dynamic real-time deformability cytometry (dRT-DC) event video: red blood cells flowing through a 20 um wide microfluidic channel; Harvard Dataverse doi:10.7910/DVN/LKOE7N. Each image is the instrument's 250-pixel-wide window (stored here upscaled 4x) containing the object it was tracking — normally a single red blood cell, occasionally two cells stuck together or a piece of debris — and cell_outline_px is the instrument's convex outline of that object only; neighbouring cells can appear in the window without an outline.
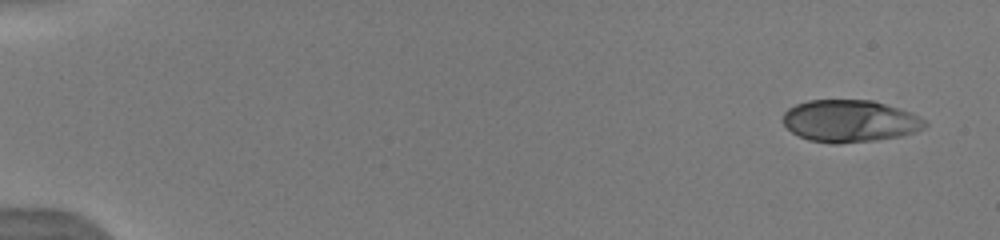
{"species": "human", "species_latin": "Homo sapiens", "temperature_condition": "warm", "stored_images_in_passage": 7, "camera_frame_rate_fps": 3000, "um_per_image_px": 0.085, "donor": {"sex": "male"}, "frame": {"image": 1, "passage_image": 1, "time_ms": 0.0, "image_size_px": [1000, 240], "cell_outline_px": [[928, 124], [924, 128], [900, 136], [876, 140], [836, 144], [832, 144], [808, 140], [792, 132], [784, 124], [784, 112], [788, 108], [796, 104], [808, 100], [872, 100], [912, 112], [924, 120]], "centroid_in_image_um": [72.23, 10.28], "position_along_channel_um": 12.8, "area_um2": 34.8}}
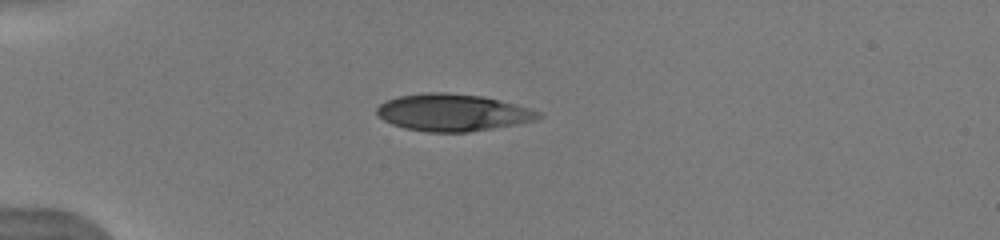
{"frame": {"image": 2, "passage_image": 6, "time_ms": 4.0, "image_size_px": [1000, 240], "cell_outline_px": [[540, 116], [536, 120], [516, 124], [468, 132], [428, 132], [404, 128], [392, 124], [384, 120], [376, 112], [376, 108], [380, 104], [396, 96], [424, 92], [444, 92], [484, 96], [532, 108], [540, 112]], "centroid_in_image_um": [38.47, 9.55], "position_along_channel_um": 46.5, "area_um2": 34.97}}